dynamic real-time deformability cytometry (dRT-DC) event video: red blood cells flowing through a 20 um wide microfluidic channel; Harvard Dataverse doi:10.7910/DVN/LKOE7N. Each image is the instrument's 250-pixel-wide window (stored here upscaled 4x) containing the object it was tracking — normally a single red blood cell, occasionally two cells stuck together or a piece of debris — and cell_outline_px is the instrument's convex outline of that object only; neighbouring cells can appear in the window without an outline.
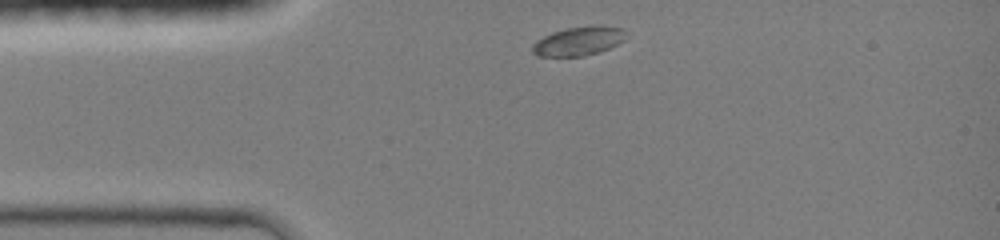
{"species": "common noctule bat (a hibernating species)", "species_latin": "Nyctalus noctula", "temperature_condition": "room temperature", "stored_images_in_passage": 20, "camera_frame_rate_fps": 3000, "um_per_image_px": 0.085, "animal": {"sex": "female", "body_mass_g": 19.0, "forearm_length_mm": 51.5}, "frame": {"image": 1, "passage_image": 1, "time_ms": 0.0, "image_size_px": [1000, 240], "cell_outline_px": [[628, 36], [624, 40], [600, 52], [580, 56], [536, 56], [532, 52], [532, 44], [536, 40], [552, 32], [568, 28], [624, 28]], "centroid_in_image_um": [49.12, 3.54], "position_along_channel_um": 35.9, "area_um2": 15.14}}
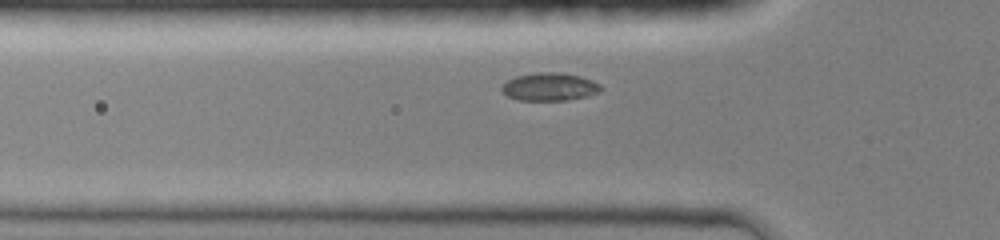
{"frame": {"image": 2, "passage_image": 6, "time_ms": 1.667, "image_size_px": [1000, 240], "cell_outline_px": [[604, 88], [600, 92], [588, 96], [568, 100], [516, 100], [500, 92], [500, 88], [508, 80], [516, 76], [536, 72], [560, 72], [580, 76], [592, 80], [600, 84]], "centroid_in_image_um": [46.72, 7.38], "position_along_channel_um": 79.1, "area_um2": 16.36}}
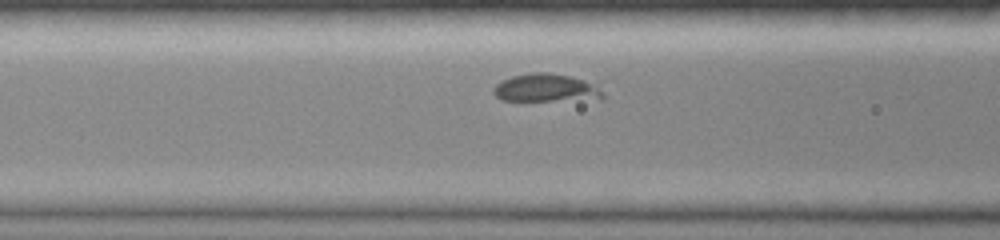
{"frame": {"image": 3, "passage_image": 9, "time_ms": 2.667, "image_size_px": [1000, 240], "cell_outline_px": [[604, 100], [500, 100], [492, 92], [492, 88], [500, 80], [512, 76], [528, 72], [548, 72], [572, 76], [584, 80], [604, 92]], "centroid_in_image_um": [46.39, 7.47], "position_along_channel_um": 120.2, "area_um2": 18.09}}